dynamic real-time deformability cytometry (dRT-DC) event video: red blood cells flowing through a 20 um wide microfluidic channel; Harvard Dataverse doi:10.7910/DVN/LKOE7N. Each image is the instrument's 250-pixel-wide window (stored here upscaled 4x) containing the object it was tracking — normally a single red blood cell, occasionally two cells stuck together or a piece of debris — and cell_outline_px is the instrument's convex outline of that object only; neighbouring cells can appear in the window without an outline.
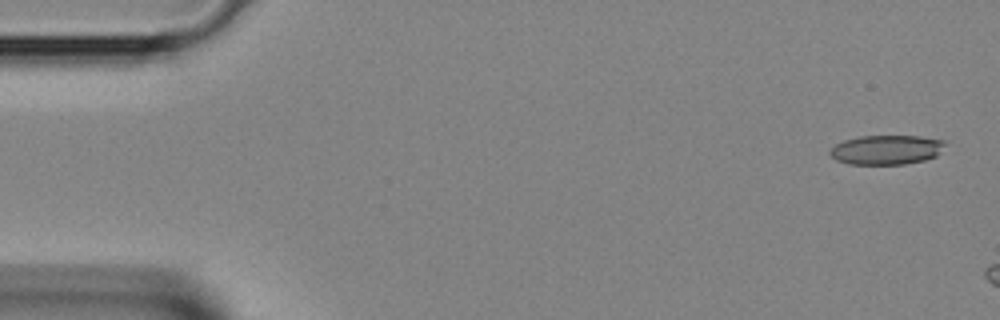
{"species": "Egyptian fruit bat (a non-hibernating species)", "species_latin": "Rousettus aegyptiacus", "temperature_condition": "room temperature", "stored_images_in_passage": 5, "camera_frame_rate_fps": 3000, "um_per_image_px": 0.085, "animal": {"sex": "female"}, "frame": {"image": 1, "passage_image": 1, "time_ms": 0.0, "image_size_px": [1000, 320], "cell_outline_px": [[944, 144], [936, 156], [924, 160], [904, 164], [848, 164], [836, 160], [828, 152], [836, 144], [844, 140], [860, 136], [920, 136], [944, 140]], "centroid_in_image_um": [75.32, 12.73], "position_along_channel_um": 9.7, "area_um2": 19.59}}